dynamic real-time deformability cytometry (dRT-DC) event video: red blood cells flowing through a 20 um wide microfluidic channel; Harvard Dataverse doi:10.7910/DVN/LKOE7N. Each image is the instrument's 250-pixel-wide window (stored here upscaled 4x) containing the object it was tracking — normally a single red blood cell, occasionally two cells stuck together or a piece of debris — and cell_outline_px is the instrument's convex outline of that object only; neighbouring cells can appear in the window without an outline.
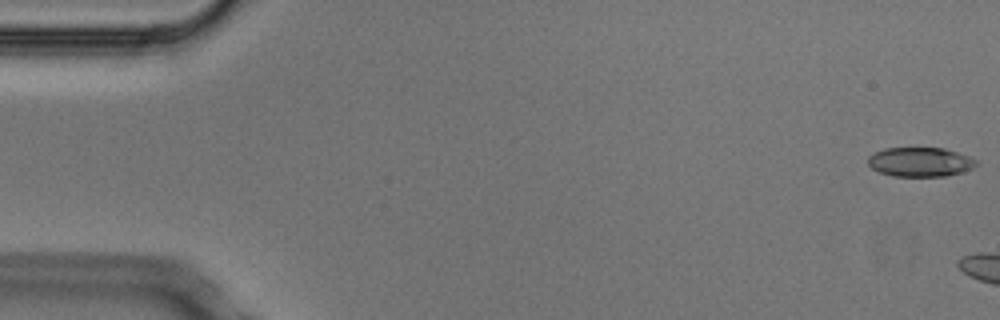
{"species": "Egyptian fruit bat (a non-hibernating species)", "species_latin": "Rousettus aegyptiacus", "temperature_condition": "cold", "stored_images_in_passage": 9, "camera_frame_rate_fps": 3000, "um_per_image_px": 0.085, "animal": {"sex": "male"}, "frame": {"image": 1, "passage_image": 1, "time_ms": 0.0, "image_size_px": [1000, 320], "cell_outline_px": [[980, 164], [972, 168], [948, 176], [892, 176], [880, 172], [872, 168], [868, 164], [868, 156], [884, 148], [944, 148], [968, 156], [976, 160]], "centroid_in_image_um": [78.22, 13.77], "position_along_channel_um": 6.8, "area_um2": 18.44}}
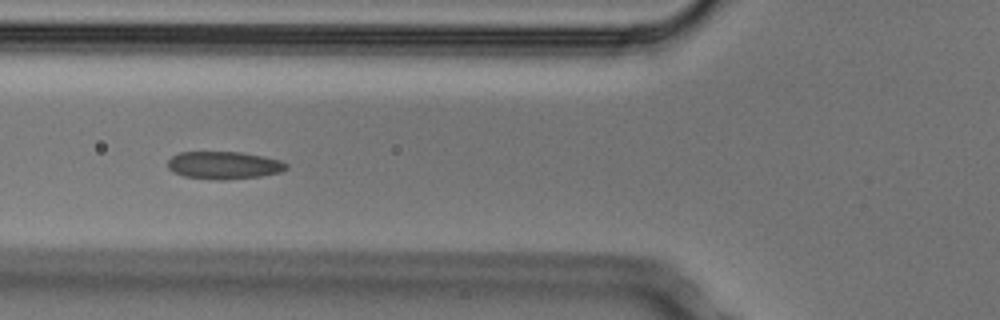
{"frame": {"image": 2, "passage_image": 7, "time_ms": 2.0, "image_size_px": [1000, 320], "cell_outline_px": [[288, 168], [280, 172], [260, 176], [224, 180], [216, 180], [184, 176], [172, 172], [168, 168], [168, 160], [172, 156], [180, 152], [240, 152], [264, 156], [280, 160], [288, 164]], "centroid_in_image_um": [19.03, 14.04], "position_along_channel_um": 106.8, "area_um2": 19.13}}
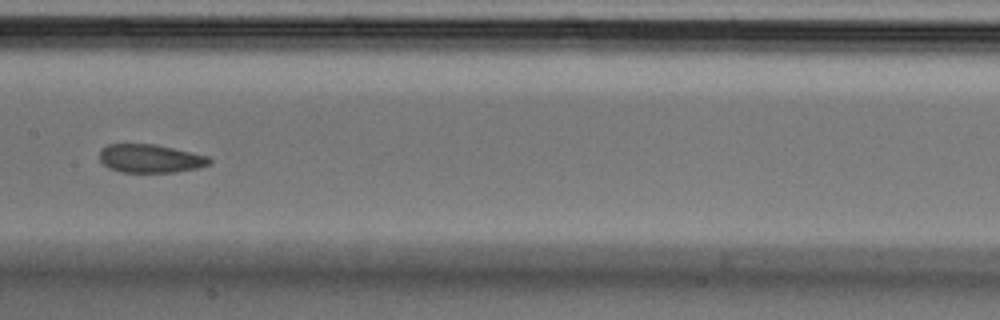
{"frame": {"image": 3, "passage_image": 9, "time_ms": 2.667, "image_size_px": [1000, 320], "cell_outline_px": [[212, 164], [200, 168], [176, 172], [120, 172], [108, 168], [100, 160], [100, 152], [108, 144], [156, 144], [208, 156], [212, 160]], "centroid_in_image_um": [12.82, 13.48], "position_along_channel_um": 194.6, "area_um2": 18.26}}